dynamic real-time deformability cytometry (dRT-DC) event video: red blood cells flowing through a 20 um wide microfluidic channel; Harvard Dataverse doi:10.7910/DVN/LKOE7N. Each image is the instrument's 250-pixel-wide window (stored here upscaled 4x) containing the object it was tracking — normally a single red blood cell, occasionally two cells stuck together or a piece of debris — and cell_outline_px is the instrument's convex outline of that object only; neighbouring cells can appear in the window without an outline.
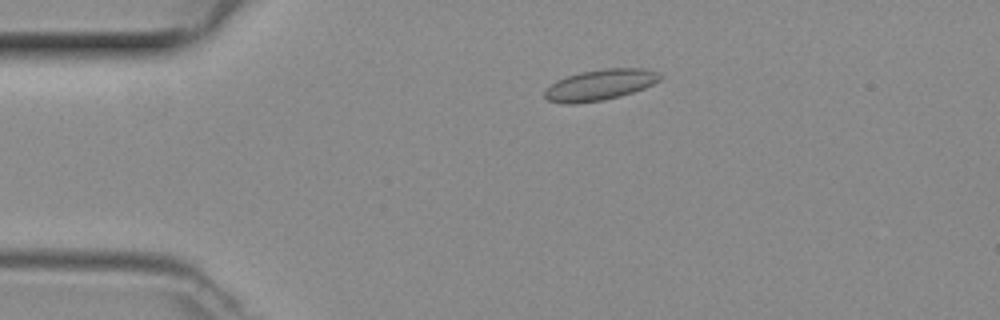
{"species": "common noctule bat (a hibernating species)", "species_latin": "Nyctalus noctula", "temperature_condition": "room temperature", "stored_images_in_passage": 44, "camera_frame_rate_fps": 3000, "um_per_image_px": 0.085, "animal": {"sex": "female", "body_mass_g": 29.2, "forearm_length_mm": 56.3}, "frame": {"image": 1, "passage_image": 5, "time_ms": 1.333, "image_size_px": [1000, 320], "cell_outline_px": [[660, 80], [644, 88], [620, 96], [604, 100], [576, 104], [564, 104], [548, 100], [544, 96], [544, 92], [556, 80], [580, 72], [604, 68], [640, 68], [656, 72], [660, 76]], "centroid_in_image_um": [50.96, 7.22], "position_along_channel_um": 34.0, "area_um2": 20.58}}
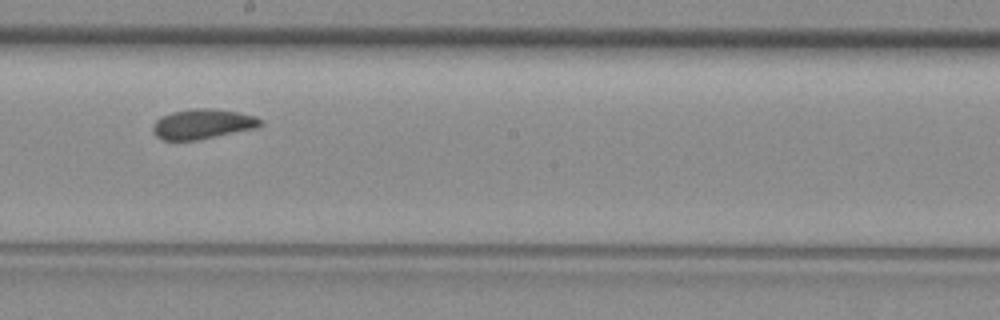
{"frame": {"image": 2, "passage_image": 22, "time_ms": 7.0, "image_size_px": [1000, 320], "cell_outline_px": [[264, 124], [256, 128], [196, 140], [160, 140], [152, 132], [152, 128], [156, 120], [160, 116], [172, 112], [192, 108], [212, 108], [236, 112], [256, 116], [264, 120]], "centroid_in_image_um": [17.21, 10.53], "position_along_channel_um": 231.0, "area_um2": 18.9}}
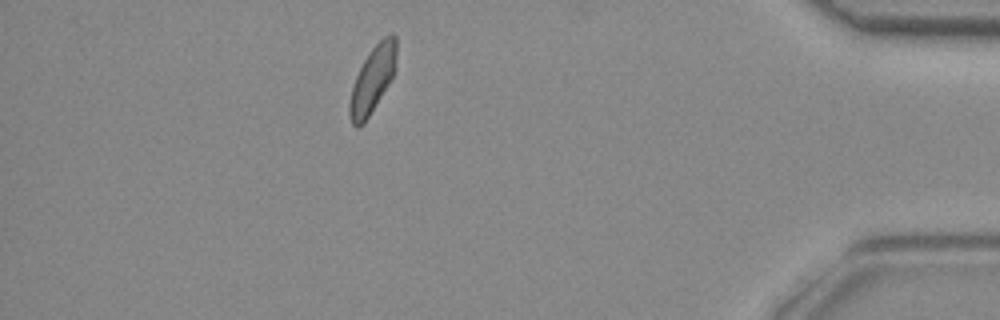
{"frame": {"image": 3, "passage_image": 38, "time_ms": 12.333, "image_size_px": [1000, 320], "cell_outline_px": [[396, 60], [392, 76], [388, 84], [364, 124], [356, 128], [352, 124], [348, 112], [348, 104], [352, 84], [364, 60], [372, 48], [384, 36], [392, 32], [396, 36]], "centroid_in_image_um": [31.64, 6.77], "position_along_channel_um": 403.6, "area_um2": 17.98}}